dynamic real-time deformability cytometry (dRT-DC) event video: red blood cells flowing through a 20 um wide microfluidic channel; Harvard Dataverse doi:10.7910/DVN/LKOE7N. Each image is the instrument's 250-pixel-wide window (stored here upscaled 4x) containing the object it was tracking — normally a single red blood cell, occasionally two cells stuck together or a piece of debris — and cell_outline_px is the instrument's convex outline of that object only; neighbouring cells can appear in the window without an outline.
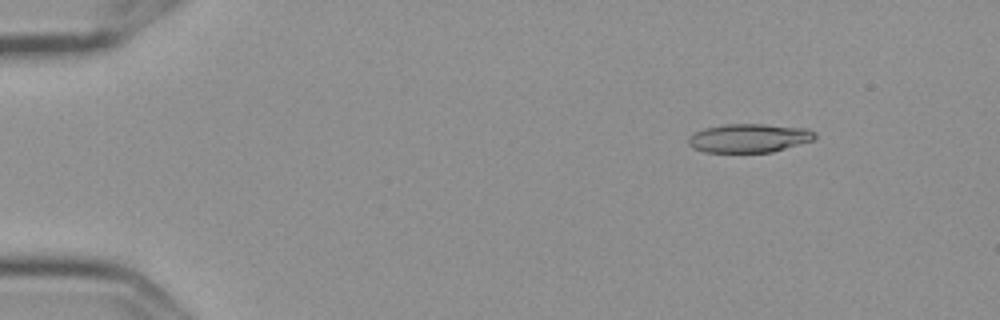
{"species": "Egyptian fruit bat (a non-hibernating species)", "species_latin": "Rousettus aegyptiacus", "temperature_condition": "cold", "stored_images_in_passage": 7, "camera_frame_rate_fps": 3000, "um_per_image_px": 0.085, "frame": {"image": 1, "passage_image": 3, "time_ms": 0.667, "image_size_px": [1000, 320], "cell_outline_px": [[816, 136], [812, 140], [772, 152], [704, 152], [692, 148], [688, 144], [688, 136], [704, 128], [724, 124], [764, 124], [808, 128], [816, 132]], "centroid_in_image_um": [63.65, 11.73], "position_along_channel_um": 21.4, "area_um2": 21.21}}
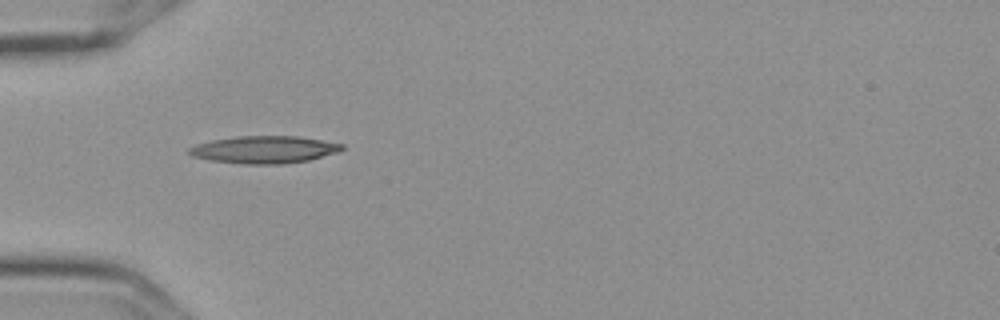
{"frame": {"image": 2, "passage_image": 6, "time_ms": 1.667, "image_size_px": [1000, 320], "cell_outline_px": [[344, 148], [336, 152], [308, 160], [284, 164], [240, 164], [208, 160], [192, 156], [188, 152], [188, 148], [196, 144], [212, 140], [236, 136], [296, 136], [344, 144]], "centroid_in_image_um": [22.4, 12.72], "position_along_channel_um": 62.6, "area_um2": 24.33}}
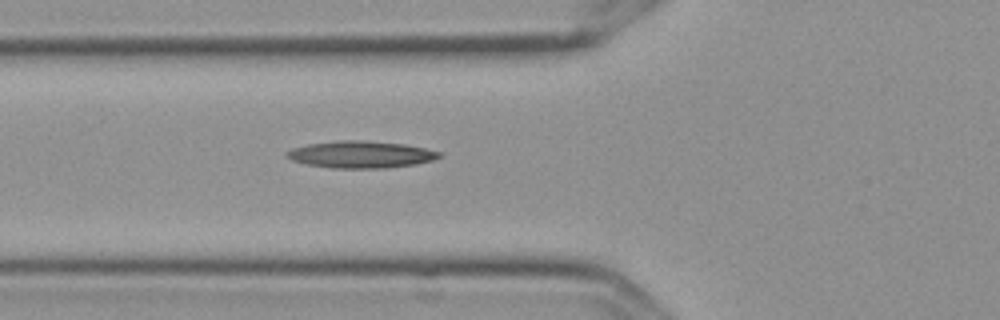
{"frame": {"image": 3, "passage_image": 7, "time_ms": 2.0, "image_size_px": [1000, 320], "cell_outline_px": [[444, 156], [432, 160], [416, 164], [384, 168], [332, 168], [308, 164], [292, 160], [284, 156], [284, 152], [292, 148], [308, 144], [340, 140], [364, 140], [404, 144], [444, 152]], "centroid_in_image_um": [30.69, 13.13], "position_along_channel_um": 95.1, "area_um2": 24.1}}